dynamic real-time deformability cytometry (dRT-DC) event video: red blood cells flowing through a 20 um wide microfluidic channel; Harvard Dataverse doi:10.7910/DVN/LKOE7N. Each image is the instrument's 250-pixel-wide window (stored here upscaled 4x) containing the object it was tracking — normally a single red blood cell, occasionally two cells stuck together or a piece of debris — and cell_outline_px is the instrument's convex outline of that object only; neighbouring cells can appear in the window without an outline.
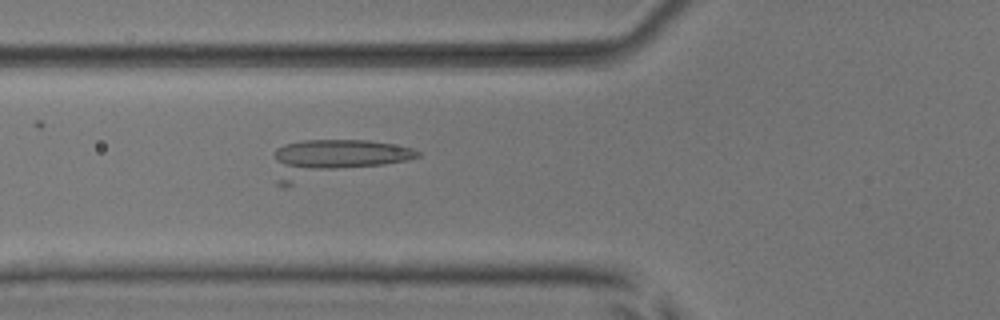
{"species": "common noctule bat (a hibernating species)", "species_latin": "Nyctalus noctula", "temperature_condition": "room temperature", "stored_images_in_passage": 47, "camera_frame_rate_fps": 3000, "um_per_image_px": 0.085, "animal": {"sex": "male", "body_mass_g": 17.9, "forearm_length_mm": 54.2}, "frame": {"image": 1, "passage_image": 13, "time_ms": 4.0, "image_size_px": [1000, 320], "cell_outline_px": [[420, 156], [408, 160], [284, 188], [276, 184], [272, 152], [276, 148], [284, 144], [304, 140], [368, 140], [392, 144], [412, 148], [420, 152]], "centroid_in_image_um": [28.29, 13.52], "position_along_channel_um": 97.5, "area_um2": 32.77}}
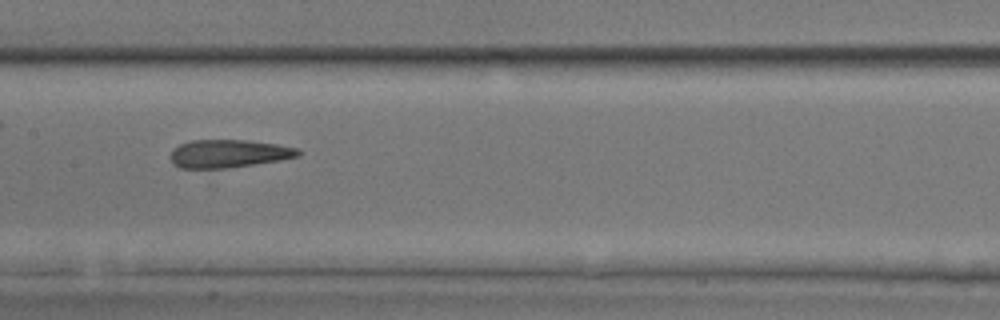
{"frame": {"image": 2, "passage_image": 20, "time_ms": 6.333, "image_size_px": [1000, 320], "cell_outline_px": [[304, 152], [300, 156], [280, 160], [228, 168], [180, 168], [172, 164], [172, 152], [180, 144], [192, 140], [244, 140], [276, 144], [300, 148]], "centroid_in_image_um": [19.5, 13.06], "position_along_channel_um": 187.9, "area_um2": 20.81}}
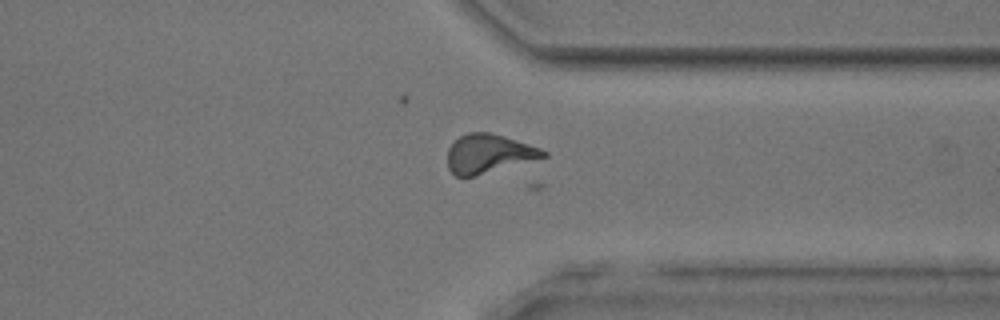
{"frame": {"image": 3, "passage_image": 34, "time_ms": 11.0, "image_size_px": [1000, 320], "cell_outline_px": [[548, 156], [472, 176], [456, 176], [448, 168], [448, 148], [460, 136], [468, 132], [488, 132], [504, 136], [540, 148], [548, 152]], "centroid_in_image_um": [41.52, 13.05], "position_along_channel_um": 369.9, "area_um2": 21.21}}